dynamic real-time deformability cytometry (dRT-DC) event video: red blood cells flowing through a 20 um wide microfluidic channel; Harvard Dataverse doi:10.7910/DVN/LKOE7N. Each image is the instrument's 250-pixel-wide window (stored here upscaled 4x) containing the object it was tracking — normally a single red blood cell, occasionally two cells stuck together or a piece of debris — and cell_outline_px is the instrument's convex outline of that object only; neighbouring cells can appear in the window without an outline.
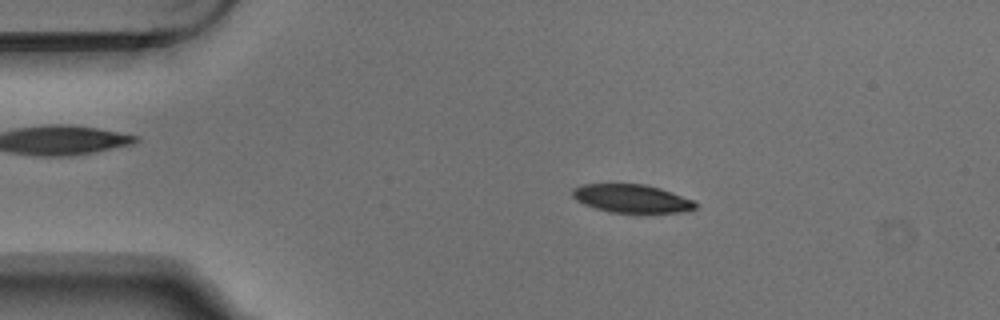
{"species": "Egyptian fruit bat (a non-hibernating species)", "species_latin": "Rousettus aegyptiacus", "temperature_condition": "warm", "stored_images_in_passage": 4, "camera_frame_rate_fps": 3000, "um_per_image_px": 0.085, "animal": {"sex": "male"}, "frame": {"image": 1, "passage_image": 2, "time_ms": 0.333, "image_size_px": [1000, 320], "cell_outline_px": [[696, 208], [680, 212], [608, 212], [584, 204], [576, 200], [572, 196], [572, 188], [584, 184], [644, 184], [660, 188], [692, 200], [696, 204]], "centroid_in_image_um": [53.64, 16.87], "position_along_channel_um": 31.4, "area_um2": 19.94}}
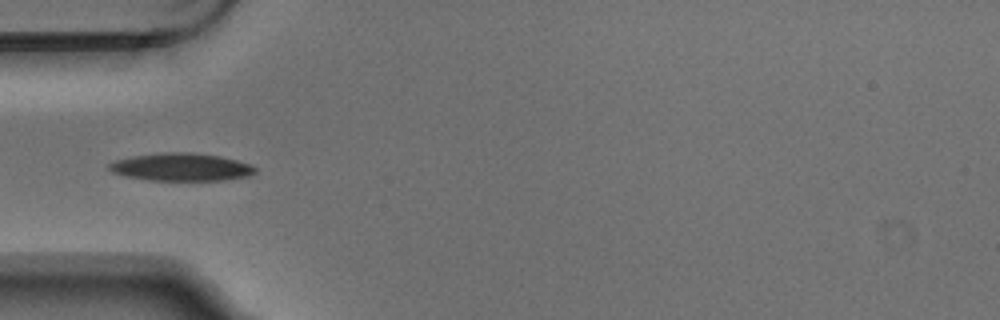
{"frame": {"image": 2, "passage_image": 4, "time_ms": 1.0, "image_size_px": [1000, 320], "cell_outline_px": [[256, 172], [248, 176], [224, 180], [148, 180], [124, 176], [112, 172], [108, 168], [108, 164], [116, 160], [132, 156], [160, 152], [192, 152], [220, 156], [236, 160], [248, 164], [256, 168]], "centroid_in_image_um": [15.37, 14.19], "position_along_channel_um": 69.6, "area_um2": 23.64}}